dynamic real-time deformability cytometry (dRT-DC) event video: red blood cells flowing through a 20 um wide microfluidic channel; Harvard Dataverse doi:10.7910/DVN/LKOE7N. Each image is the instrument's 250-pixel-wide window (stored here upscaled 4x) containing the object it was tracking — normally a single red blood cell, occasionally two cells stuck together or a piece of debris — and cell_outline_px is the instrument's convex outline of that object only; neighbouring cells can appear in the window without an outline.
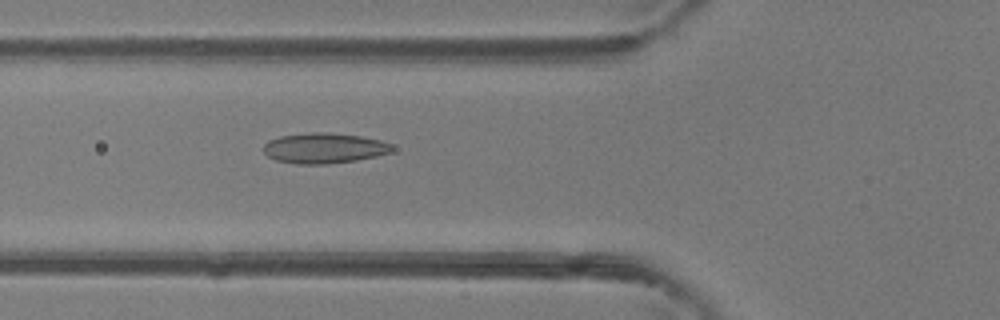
{"species": "common noctule bat (a hibernating species)", "species_latin": "Nyctalus noctula", "temperature_condition": "room temperature", "stored_images_in_passage": 47, "camera_frame_rate_fps": 3000, "um_per_image_px": 0.085, "animal": {"sex": "female"}, "frame": {"image": 1, "passage_image": 17, "time_ms": 5.333, "image_size_px": [1000, 320], "cell_outline_px": [[392, 148], [388, 152], [376, 156], [356, 160], [324, 164], [296, 164], [276, 160], [268, 156], [264, 152], [264, 144], [268, 140], [280, 136], [312, 132], [328, 132], [360, 136], [380, 140], [392, 144]], "centroid_in_image_um": [27.51, 12.58], "position_along_channel_um": 98.3, "area_um2": 22.6}}
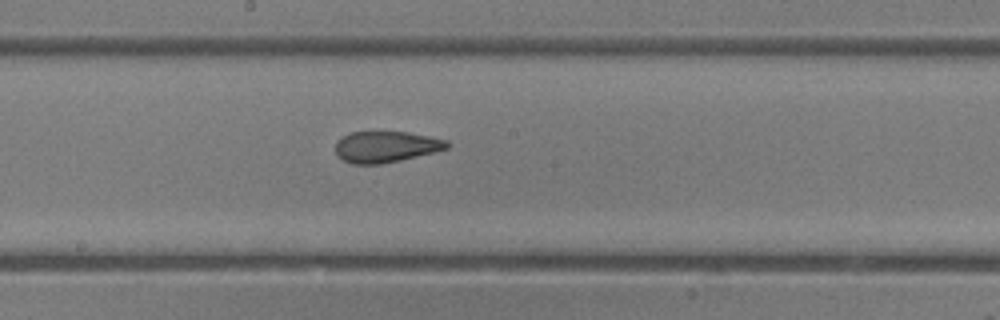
{"frame": {"image": 2, "passage_image": 25, "time_ms": 8.0, "image_size_px": [1000, 320], "cell_outline_px": [[448, 148], [400, 160], [380, 164], [352, 164], [336, 156], [336, 140], [352, 132], [408, 132], [448, 140]], "centroid_in_image_um": [32.77, 12.47], "position_along_channel_um": 215.4, "area_um2": 20.06}}
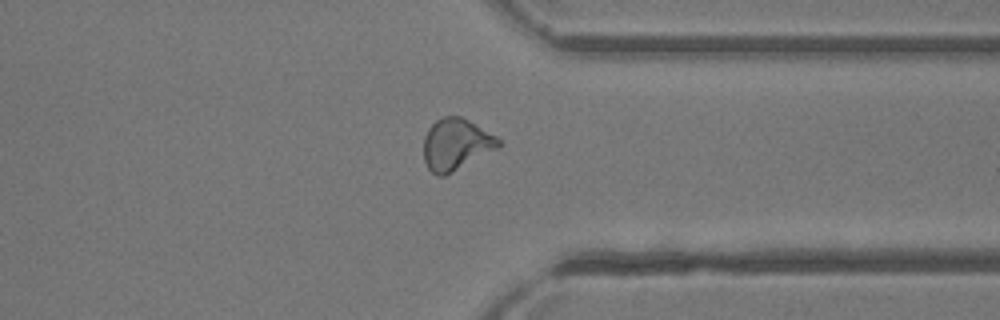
{"frame": {"image": 3, "passage_image": 36, "time_ms": 11.667, "image_size_px": [1000, 320], "cell_outline_px": [[504, 144], [500, 148], [444, 176], [440, 176], [432, 172], [428, 168], [424, 160], [424, 136], [428, 128], [436, 120], [444, 116], [460, 116], [468, 120], [496, 136]], "centroid_in_image_um": [38.78, 12.27], "position_along_channel_um": 372.6, "area_um2": 22.54}, "authors_computed_cell_mechanics": {"area_um2": 22.5998, "velocity_mm_per_s": 4.369, "shape_relaxation_time_tau1_ms": null, "shape_relaxation_time_tau2_ms": 1.4039, "deformation_change_tau1": null, "deformation_change_tau2": 0.0843}}